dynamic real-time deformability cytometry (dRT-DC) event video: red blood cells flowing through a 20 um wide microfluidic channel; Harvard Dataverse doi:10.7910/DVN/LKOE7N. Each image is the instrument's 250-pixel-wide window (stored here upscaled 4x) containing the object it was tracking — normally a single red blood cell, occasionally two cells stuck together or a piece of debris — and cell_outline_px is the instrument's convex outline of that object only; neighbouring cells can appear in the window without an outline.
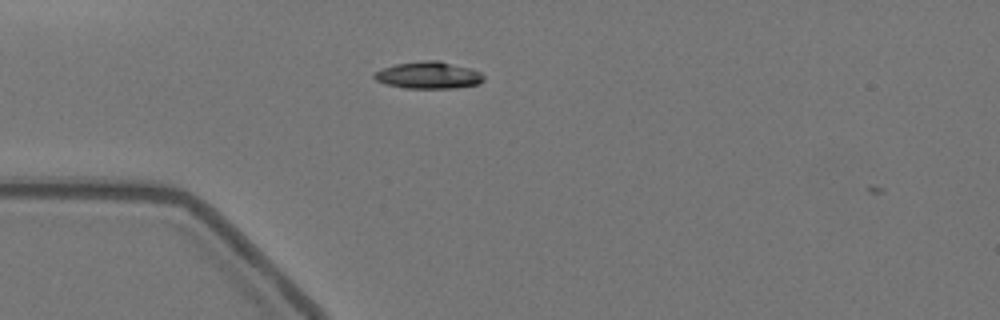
{"species": "Egyptian fruit bat (a non-hibernating species)", "species_latin": "Rousettus aegyptiacus", "temperature_condition": "warm", "stored_images_in_passage": 5, "camera_frame_rate_fps": 3000, "um_per_image_px": 0.085, "animal": {"sex": "female"}, "frame": {"image": 1, "passage_image": 4, "time_ms": 1.0, "image_size_px": [1000, 320], "cell_outline_px": [[484, 80], [480, 84], [456, 88], [404, 88], [384, 84], [376, 80], [372, 76], [376, 72], [384, 68], [396, 64], [424, 60], [440, 60], [472, 68], [480, 72], [484, 76]], "centroid_in_image_um": [36.46, 6.39], "position_along_channel_um": 48.5, "area_um2": 17.4}}